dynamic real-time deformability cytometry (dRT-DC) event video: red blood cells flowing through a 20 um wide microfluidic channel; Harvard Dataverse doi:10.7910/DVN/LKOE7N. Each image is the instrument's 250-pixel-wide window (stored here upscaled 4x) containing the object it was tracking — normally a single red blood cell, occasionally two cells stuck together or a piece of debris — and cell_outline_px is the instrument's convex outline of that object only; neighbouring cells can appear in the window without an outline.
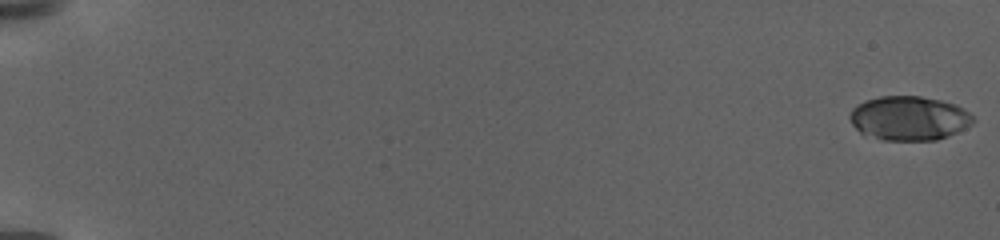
{"species": "human", "species_latin": "Homo sapiens", "temperature_condition": "warm", "stored_images_in_passage": 55, "camera_frame_rate_fps": 3000, "um_per_image_px": 0.085, "donor": {"sex": "female"}, "frame": {"image": 1, "passage_image": 1, "time_ms": 0.0, "image_size_px": [1000, 240], "cell_outline_px": [[976, 120], [972, 124], [948, 136], [936, 140], [884, 140], [864, 136], [852, 124], [848, 116], [852, 108], [856, 104], [864, 100], [880, 96], [920, 96], [940, 100], [956, 104], [968, 112]], "centroid_in_image_um": [77.23, 10.05], "position_along_channel_um": 7.8, "area_um2": 32.02}}
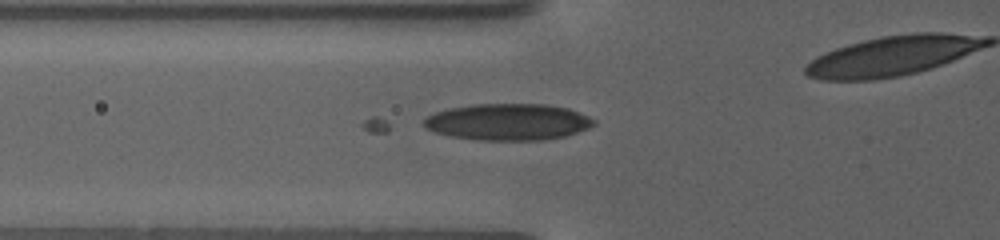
{"frame": {"image": 2, "passage_image": 37, "time_ms": 9.667, "image_size_px": [1000, 240], "cell_outline_px": [[596, 124], [588, 128], [564, 136], [544, 140], [480, 140], [452, 136], [436, 132], [428, 128], [424, 124], [424, 120], [428, 116], [436, 112], [448, 108], [472, 104], [544, 104], [568, 108], [588, 116], [596, 120]], "centroid_in_image_um": [43.21, 10.36], "position_along_channel_um": 82.6, "area_um2": 36.01}}
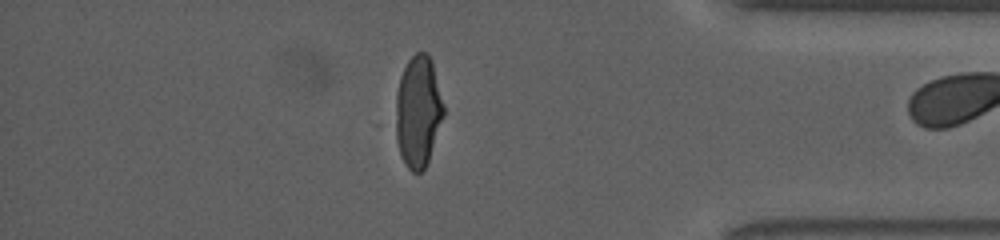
{"frame": {"image": 3, "passage_image": 54, "time_ms": 21.333, "image_size_px": [1000, 240], "cell_outline_px": [[444, 116], [428, 160], [424, 168], [420, 172], [412, 172], [404, 164], [388, 124], [400, 76], [408, 60], [416, 52], [428, 52], [432, 60], [444, 104]], "centroid_in_image_um": [35.44, 9.49], "position_along_channel_um": 399.8, "area_um2": 32.83}}